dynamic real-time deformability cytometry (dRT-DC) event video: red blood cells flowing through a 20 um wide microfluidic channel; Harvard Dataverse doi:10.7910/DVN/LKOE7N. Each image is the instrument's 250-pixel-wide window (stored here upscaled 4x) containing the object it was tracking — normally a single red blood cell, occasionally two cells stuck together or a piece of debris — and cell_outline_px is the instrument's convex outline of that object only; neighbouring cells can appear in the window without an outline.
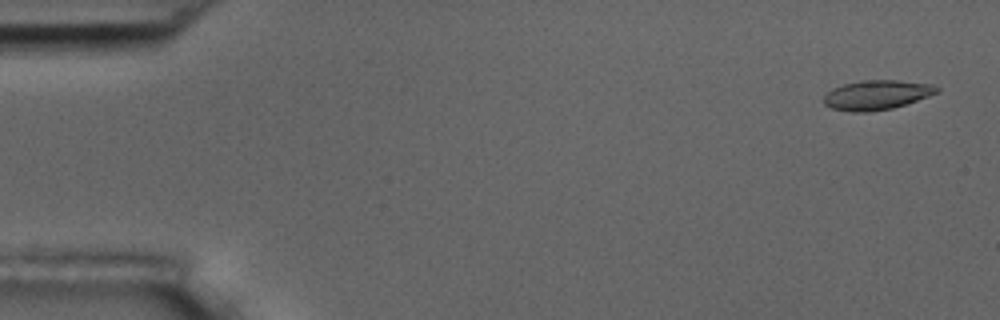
{"species": "common noctule bat (a hibernating species)", "species_latin": "Nyctalus noctula", "temperature_condition": "room temperature", "stored_images_in_passage": 5, "camera_frame_rate_fps": 3000, "um_per_image_px": 0.085, "animal": {"sex": "male", "body_mass_g": 17.5, "forearm_length_mm": 52.3}, "frame": {"image": 1, "passage_image": 1, "time_ms": 0.0, "image_size_px": [1000, 320], "cell_outline_px": [[940, 88], [936, 92], [928, 96], [892, 108], [868, 112], [852, 112], [832, 108], [824, 104], [824, 96], [832, 88], [844, 84], [860, 80], [896, 80], [932, 84]], "centroid_in_image_um": [74.49, 8.06], "position_along_channel_um": 10.5, "area_um2": 19.25}}